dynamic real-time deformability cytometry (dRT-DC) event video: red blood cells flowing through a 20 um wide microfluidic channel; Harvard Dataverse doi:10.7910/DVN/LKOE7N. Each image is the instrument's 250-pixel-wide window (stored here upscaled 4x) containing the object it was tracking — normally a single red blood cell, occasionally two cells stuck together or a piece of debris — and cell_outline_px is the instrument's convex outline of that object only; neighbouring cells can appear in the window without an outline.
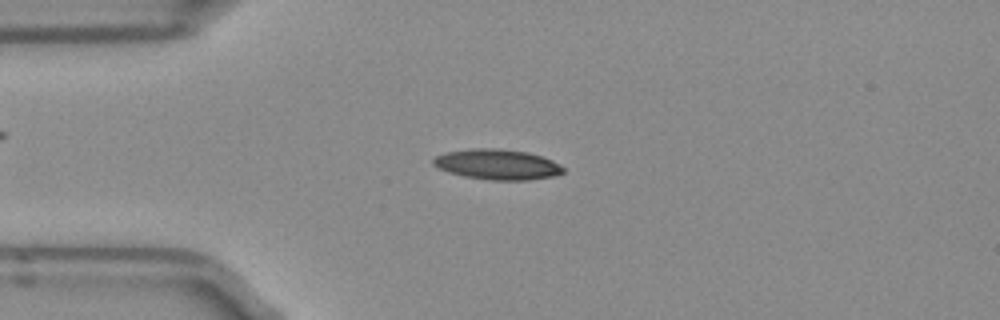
{"species": "Egyptian fruit bat (a non-hibernating species)", "species_latin": "Rousettus aegyptiacus", "temperature_condition": "room temperature", "stored_images_in_passage": 49, "camera_frame_rate_fps": 3000, "um_per_image_px": 0.085, "frame": {"image": 1, "passage_image": 11, "time_ms": 3.333, "image_size_px": [1000, 320], "cell_outline_px": [[564, 172], [552, 176], [528, 180], [492, 180], [464, 176], [448, 172], [432, 164], [432, 160], [436, 156], [444, 152], [472, 148], [496, 148], [528, 152], [552, 160], [564, 168]], "centroid_in_image_um": [42.24, 13.97], "position_along_channel_um": 42.8, "area_um2": 22.89}}
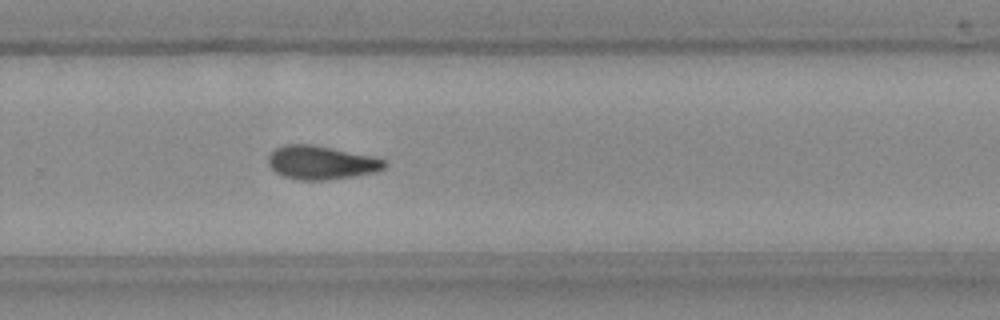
{"frame": {"image": 2, "passage_image": 32, "time_ms": 10.333, "image_size_px": [1000, 320], "cell_outline_px": [[388, 164], [384, 168], [372, 172], [352, 176], [328, 180], [300, 180], [284, 176], [276, 172], [268, 164], [268, 156], [276, 148], [284, 144], [312, 144], [368, 156], [384, 160]], "centroid_in_image_um": [27.24, 13.82], "position_along_channel_um": 302.6, "area_um2": 22.31}}
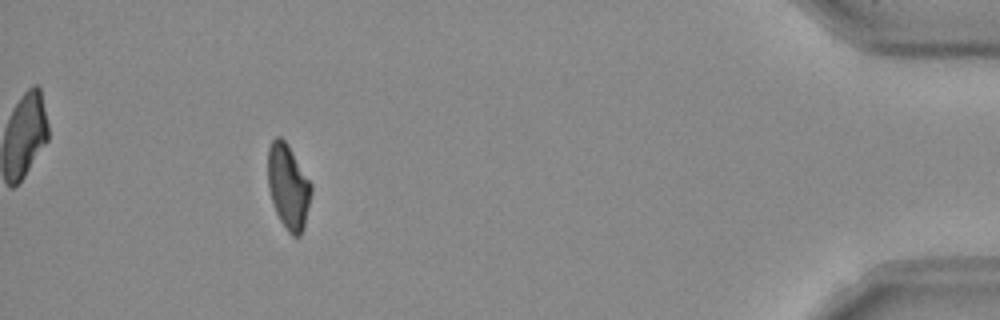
{"frame": {"image": 3, "passage_image": 45, "time_ms": 14.667, "image_size_px": [1000, 320], "cell_outline_px": [[312, 192], [304, 228], [300, 236], [292, 236], [288, 232], [280, 220], [276, 212], [268, 188], [268, 148], [272, 140], [276, 136], [280, 136], [288, 144], [312, 184]], "centroid_in_image_um": [24.51, 15.86], "position_along_channel_um": 410.7, "area_um2": 21.5}, "authors_computed_cell_mechanics": {"area_um2": 22.0218, "velocity_mm_per_s": 3.9708, "shape_relaxation_time_tau1_ms": null, "shape_relaxation_time_tau2_ms": 9.188, "deformation_change_tau1": null, "deformation_change_tau2": 0.1944}}